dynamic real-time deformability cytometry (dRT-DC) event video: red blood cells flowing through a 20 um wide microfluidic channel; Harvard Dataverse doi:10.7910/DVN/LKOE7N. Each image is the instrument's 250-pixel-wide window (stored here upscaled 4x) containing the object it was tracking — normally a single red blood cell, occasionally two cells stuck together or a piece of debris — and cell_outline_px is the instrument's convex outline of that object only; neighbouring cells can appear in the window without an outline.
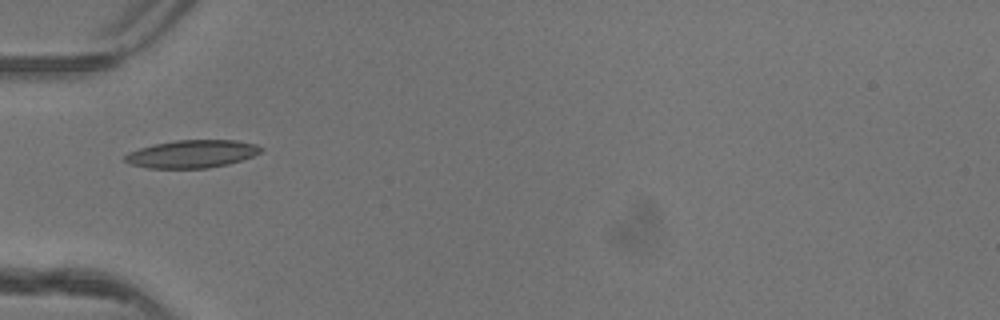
{"species": "common noctule bat (a hibernating species)", "species_latin": "Nyctalus noctula", "temperature_condition": "warm", "stored_images_in_passage": 34, "camera_frame_rate_fps": 3000, "um_per_image_px": 0.085, "animal": {"sex": "female"}, "frame": {"image": 1, "passage_image": 1, "time_ms": 0.0, "image_size_px": [1000, 320], "cell_outline_px": [[264, 152], [228, 164], [208, 168], [148, 168], [132, 164], [124, 160], [124, 156], [128, 152], [140, 148], [156, 144], [176, 140], [236, 140], [256, 144], [264, 148]], "centroid_in_image_um": [16.36, 13.08], "position_along_channel_um": 68.6, "area_um2": 21.96}}
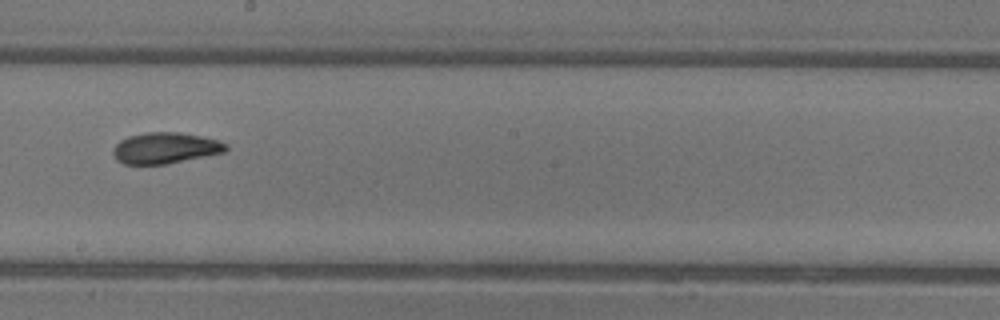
{"frame": {"image": 2, "passage_image": 13, "time_ms": 4.0, "image_size_px": [1000, 320], "cell_outline_px": [[228, 148], [224, 152], [168, 164], [124, 164], [116, 160], [112, 152], [112, 148], [120, 140], [128, 136], [148, 132], [180, 132], [220, 140], [228, 144]], "centroid_in_image_um": [14.04, 12.58], "position_along_channel_um": 234.2, "area_um2": 20.58}}
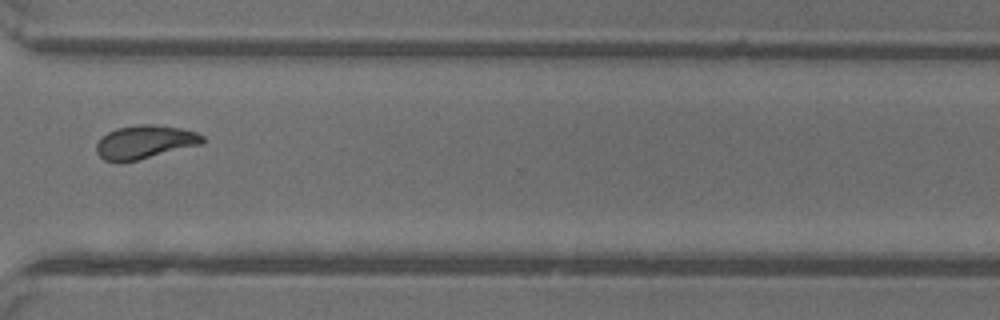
{"frame": {"image": 3, "passage_image": 22, "time_ms": 7.0, "image_size_px": [1000, 320], "cell_outline_px": [[204, 140], [200, 144], [120, 164], [104, 160], [96, 152], [96, 144], [108, 132], [116, 128], [140, 124], [152, 124], [180, 128], [196, 132], [204, 136]], "centroid_in_image_um": [12.26, 12.08], "position_along_channel_um": 358.3, "area_um2": 20.52}, "authors_computed_cell_mechanics": {"area_um2": 20.4323, "velocity_mm_per_s": 4.1427, "shape_relaxation_time_tau1_ms": 4.7177, "shape_relaxation_time_tau2_ms": 1.8924, "deformation_change_tau1": 0.1507, "deformation_change_tau2": 0.0808}}